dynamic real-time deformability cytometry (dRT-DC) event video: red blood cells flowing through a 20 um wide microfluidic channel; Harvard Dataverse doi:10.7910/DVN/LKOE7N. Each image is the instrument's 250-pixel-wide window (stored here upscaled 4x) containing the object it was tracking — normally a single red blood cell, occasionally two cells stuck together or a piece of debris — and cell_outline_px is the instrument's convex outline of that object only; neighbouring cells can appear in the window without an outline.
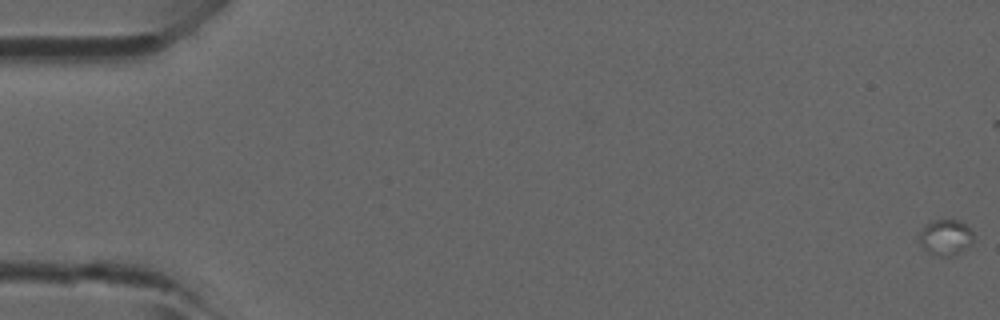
{"species": "common noctule bat (a hibernating species)", "species_latin": "Nyctalus noctula", "temperature_condition": "room temperature", "stored_images_in_passage": 3, "camera_frame_rate_fps": 3000, "um_per_image_px": 0.085, "animal": {"sex": "male", "forearm_length_mm": 52.5}, "frame": {"image": 1, "passage_image": 1, "time_ms": 0.0, "image_size_px": [1000, 320], "cell_outline_px": [[972, 240], [956, 256], [940, 256], [928, 252], [920, 244], [920, 232], [932, 220], [956, 220], [972, 228]], "centroid_in_image_um": [80.38, 20.18], "position_along_channel_um": 4.6, "area_um2": 10.98}}